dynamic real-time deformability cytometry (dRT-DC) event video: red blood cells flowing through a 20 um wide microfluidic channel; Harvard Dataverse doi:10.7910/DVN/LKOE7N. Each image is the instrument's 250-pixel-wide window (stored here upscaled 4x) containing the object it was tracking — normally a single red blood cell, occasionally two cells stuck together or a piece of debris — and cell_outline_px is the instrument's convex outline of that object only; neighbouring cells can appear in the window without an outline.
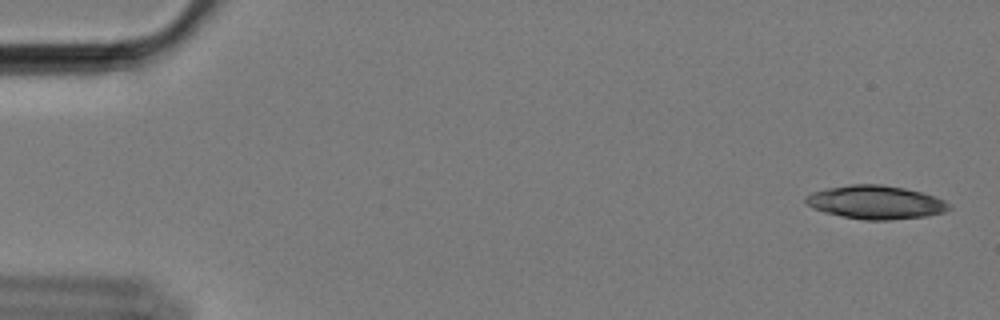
{"species": "Egyptian fruit bat (a non-hibernating species)", "species_latin": "Rousettus aegyptiacus", "temperature_condition": "cold", "stored_images_in_passage": 58, "camera_frame_rate_fps": 3000, "um_per_image_px": 0.085, "animal": {"sex": "female"}, "frame": {"image": 1, "passage_image": 2, "time_ms": 0.333, "image_size_px": [1000, 320], "cell_outline_px": [[952, 208], [944, 212], [924, 216], [892, 220], [864, 220], [824, 212], [812, 208], [804, 200], [812, 192], [828, 188], [848, 184], [880, 184], [904, 188], [920, 192], [944, 200], [952, 204]], "centroid_in_image_um": [74.45, 17.19], "position_along_channel_um": 10.5, "area_um2": 27.8}}
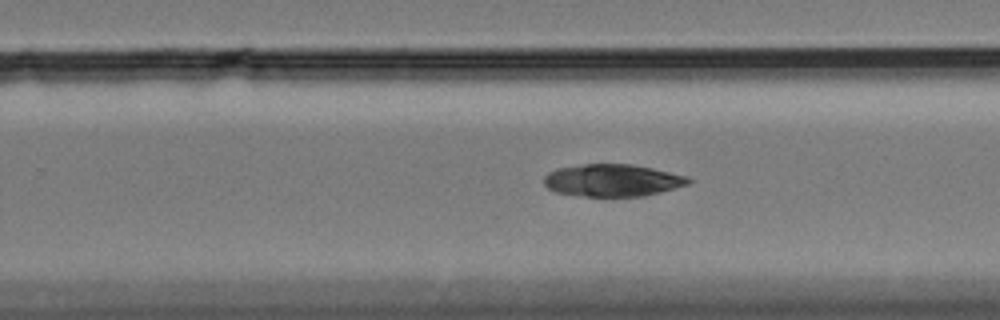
{"frame": {"image": 2, "passage_image": 37, "time_ms": 12.0, "image_size_px": [1000, 320], "cell_outline_px": [[692, 180], [688, 184], [660, 192], [644, 196], [580, 196], [556, 192], [548, 188], [544, 184], [544, 176], [548, 172], [560, 168], [584, 164], [632, 164], [652, 168], [688, 176]], "centroid_in_image_um": [52.06, 15.33], "position_along_channel_um": 277.7, "area_um2": 27.05}}
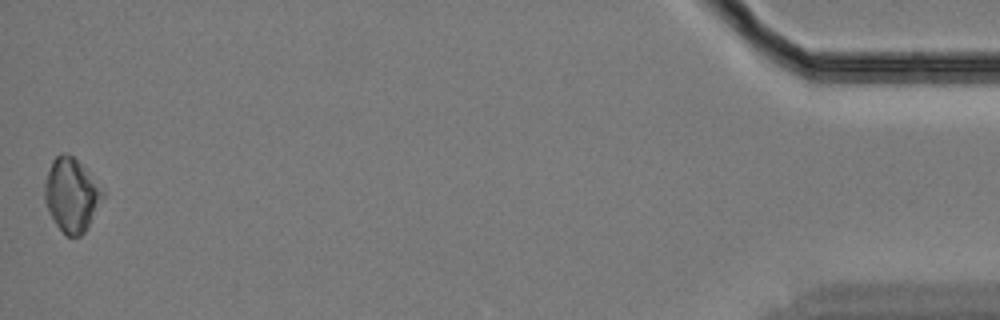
{"frame": {"image": 3, "passage_image": 58, "time_ms": 19.0, "image_size_px": [1000, 320], "cell_outline_px": [[104, 196], [84, 232], [80, 236], [68, 236], [56, 224], [48, 212], [44, 200], [44, 184], [52, 160], [60, 152], [68, 152], [76, 160], [104, 192]], "centroid_in_image_um": [6.03, 16.56], "position_along_channel_um": 429.2, "area_um2": 24.28}, "authors_computed_cell_mechanics": {"area_um2": 27.5128, "velocity_mm_per_s": 3.4114, "shape_relaxation_time_tau1_ms": 11.1143, "shape_relaxation_time_tau2_ms": null, "deformation_change_tau1": 0.2733, "deformation_change_tau2": null}}